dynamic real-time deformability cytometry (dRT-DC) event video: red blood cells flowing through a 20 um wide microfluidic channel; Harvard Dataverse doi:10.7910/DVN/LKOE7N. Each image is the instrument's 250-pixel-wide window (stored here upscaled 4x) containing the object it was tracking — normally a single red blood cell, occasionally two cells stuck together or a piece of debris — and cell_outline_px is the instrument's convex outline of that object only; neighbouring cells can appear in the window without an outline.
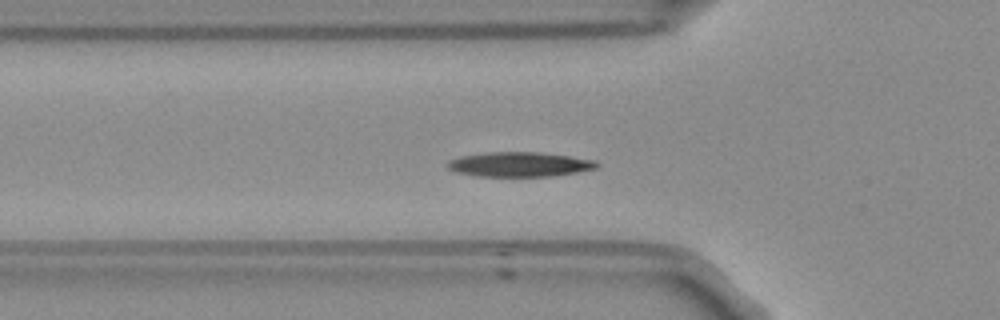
{"species": "Egyptian fruit bat (a non-hibernating species)", "species_latin": "Rousettus aegyptiacus", "temperature_condition": "room temperature", "stored_images_in_passage": 43, "camera_frame_rate_fps": 3000, "um_per_image_px": 0.085, "frame": {"image": 1, "passage_image": 6, "time_ms": 1.667, "image_size_px": [1000, 320], "cell_outline_px": [[600, 164], [596, 168], [576, 172], [552, 176], [476, 176], [456, 172], [448, 168], [448, 160], [460, 156], [488, 152], [540, 152], [596, 160]], "centroid_in_image_um": [44.15, 13.97], "position_along_channel_um": 81.6, "area_um2": 21.39}}
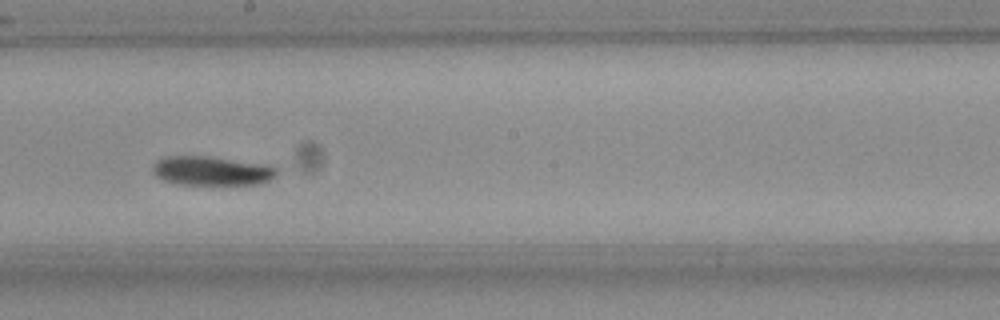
{"frame": {"image": 2, "passage_image": 18, "time_ms": 5.667, "image_size_px": [1000, 320], "cell_outline_px": [[276, 176], [264, 184], [176, 184], [164, 180], [156, 176], [152, 172], [152, 168], [156, 160], [164, 156], [204, 156], [276, 168]], "centroid_in_image_um": [17.88, 14.54], "position_along_channel_um": 230.3, "area_um2": 20.46}}
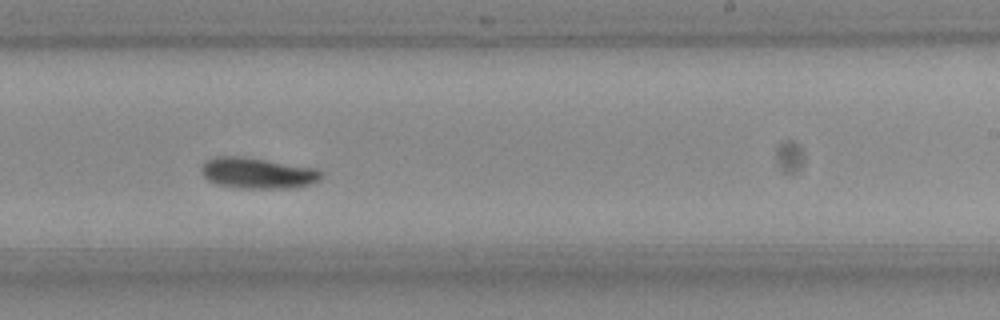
{"frame": {"image": 3, "passage_image": 21, "time_ms": 6.667, "image_size_px": [1000, 320], "cell_outline_px": [[324, 172], [320, 180], [296, 188], [236, 188], [220, 184], [208, 180], [200, 172], [200, 164], [204, 160], [216, 156], [244, 156], [316, 168]], "centroid_in_image_um": [21.87, 14.7], "position_along_channel_um": 267.1, "area_um2": 21.91}, "authors_computed_cell_mechanics": {"area_um2": 20.808, "velocity_mm_per_s": 3.7024, "shape_relaxation_time_tau1_ms": 4.1916, "shape_relaxation_time_tau2_ms": null, "deformation_change_tau1": 0.1364, "deformation_change_tau2": null}}